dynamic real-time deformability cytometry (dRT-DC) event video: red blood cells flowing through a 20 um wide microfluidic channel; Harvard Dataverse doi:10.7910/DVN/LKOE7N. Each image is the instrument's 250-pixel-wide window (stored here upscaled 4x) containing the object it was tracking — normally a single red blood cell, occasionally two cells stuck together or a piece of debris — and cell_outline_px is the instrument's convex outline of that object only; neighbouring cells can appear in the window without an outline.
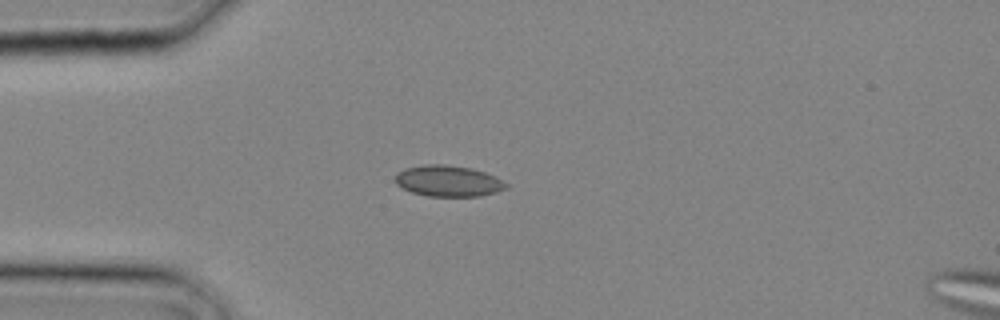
{"species": "common noctule bat (a hibernating species)", "species_latin": "Nyctalus noctula", "temperature_condition": "cold", "stored_images_in_passage": 4, "camera_frame_rate_fps": 3000, "um_per_image_px": 0.085, "animal": {"sex": "male", "body_mass_g": 20.4}, "frame": {"image": 1, "passage_image": 1, "time_ms": 0.0, "image_size_px": [1000, 320], "cell_outline_px": [[508, 188], [496, 192], [480, 196], [428, 196], [412, 192], [400, 188], [396, 184], [396, 172], [404, 168], [424, 164], [444, 164], [472, 168], [496, 176], [508, 184]], "centroid_in_image_um": [38.09, 15.38], "position_along_channel_um": 46.9, "area_um2": 20.29}}
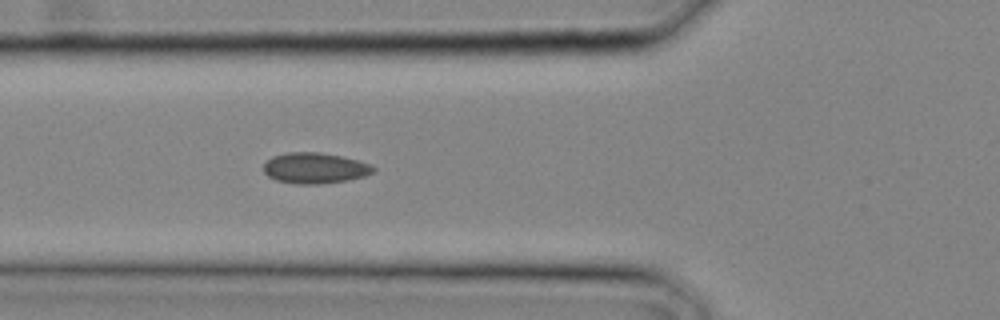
{"frame": {"image": 2, "passage_image": 4, "time_ms": 1.0, "image_size_px": [1000, 320], "cell_outline_px": [[376, 168], [372, 172], [364, 176], [348, 180], [320, 184], [296, 184], [276, 180], [268, 176], [264, 172], [264, 164], [272, 156], [288, 152], [320, 152], [340, 156], [372, 164]], "centroid_in_image_um": [26.76, 14.29], "position_along_channel_um": 99.0, "area_um2": 19.65}}